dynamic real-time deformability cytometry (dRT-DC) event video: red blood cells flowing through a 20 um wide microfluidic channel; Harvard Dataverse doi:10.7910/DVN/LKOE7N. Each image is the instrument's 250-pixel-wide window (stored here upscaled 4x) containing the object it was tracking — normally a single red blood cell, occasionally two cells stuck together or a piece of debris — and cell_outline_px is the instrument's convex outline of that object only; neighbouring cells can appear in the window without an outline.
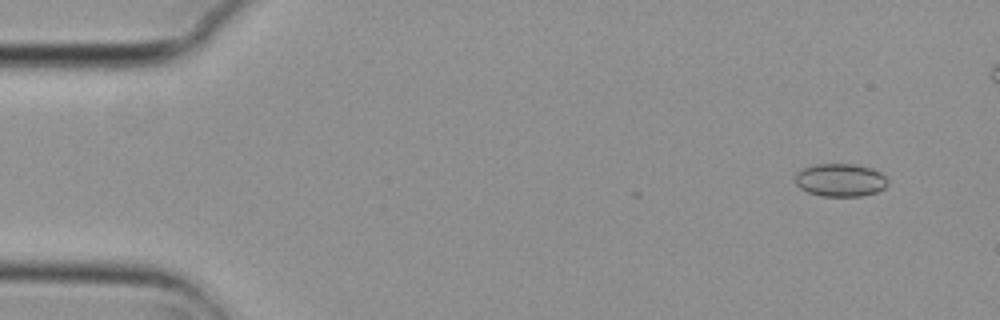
{"species": "common noctule bat (a hibernating species)", "species_latin": "Nyctalus noctula", "temperature_condition": "cold", "stored_images_in_passage": 8, "camera_frame_rate_fps": 3000, "um_per_image_px": 0.085, "animal": {"sex": "female", "body_mass_g": 29.2, "forearm_length_mm": 56.3}, "frame": {"image": 1, "passage_image": 2, "time_ms": 0.333, "image_size_px": [1000, 320], "cell_outline_px": [[888, 184], [884, 188], [876, 192], [860, 196], [820, 196], [808, 192], [800, 188], [796, 184], [796, 172], [804, 168], [816, 164], [856, 164], [872, 168], [880, 172], [888, 180]], "centroid_in_image_um": [71.44, 15.3], "position_along_channel_um": 13.6, "area_um2": 17.8}}
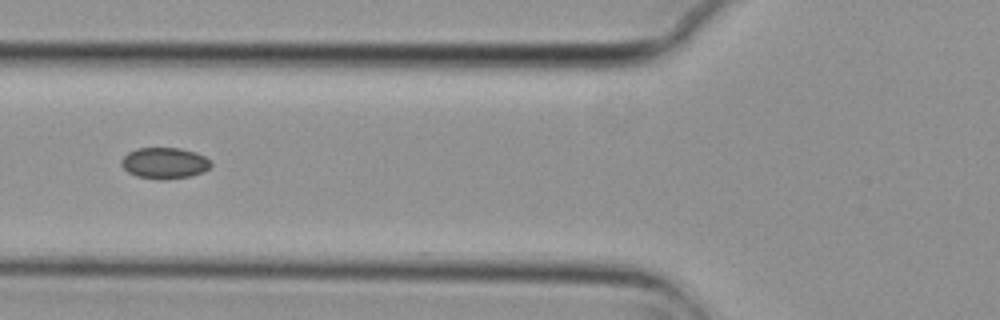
{"frame": {"image": 2, "passage_image": 7, "time_ms": 2.0, "image_size_px": [1000, 320], "cell_outline_px": [[212, 164], [204, 172], [192, 176], [164, 180], [160, 180], [136, 176], [128, 172], [120, 164], [120, 160], [128, 152], [136, 148], [180, 148], [196, 152], [212, 160]], "centroid_in_image_um": [13.99, 13.87], "position_along_channel_um": 111.8, "area_um2": 16.53}}